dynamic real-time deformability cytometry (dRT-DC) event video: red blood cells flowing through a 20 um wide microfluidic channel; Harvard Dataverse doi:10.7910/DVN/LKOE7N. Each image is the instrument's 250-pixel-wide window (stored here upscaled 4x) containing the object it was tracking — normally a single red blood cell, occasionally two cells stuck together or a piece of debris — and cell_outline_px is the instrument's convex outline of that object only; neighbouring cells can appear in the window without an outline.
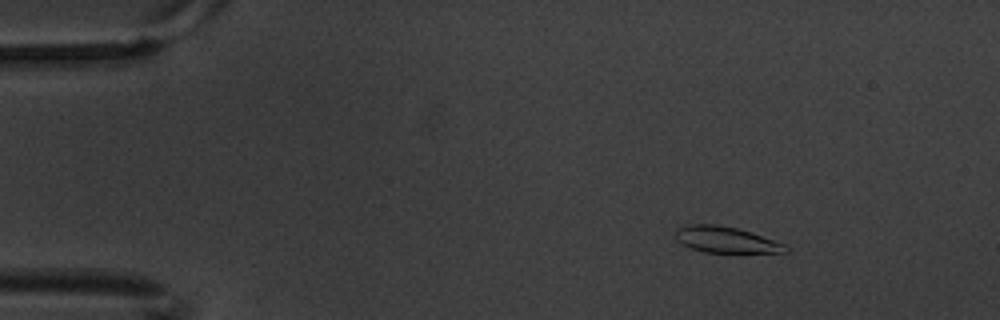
{"species": "common noctule bat (a hibernating species)", "species_latin": "Nyctalus noctula", "temperature_condition": "warm", "stored_images_in_passage": 6, "camera_frame_rate_fps": 3000, "um_per_image_px": 0.085, "animal": {"sex": "male", "body_mass_g": 20.1, "forearm_length_mm": 53.5}, "frame": {"image": 1, "passage_image": 3, "time_ms": 0.667, "image_size_px": [1000, 320], "cell_outline_px": [[788, 252], [704, 252], [680, 244], [676, 240], [676, 228], [688, 224], [716, 224], [736, 228], [788, 244]], "centroid_in_image_um": [61.68, 20.37], "position_along_channel_um": 23.3, "area_um2": 16.7}}